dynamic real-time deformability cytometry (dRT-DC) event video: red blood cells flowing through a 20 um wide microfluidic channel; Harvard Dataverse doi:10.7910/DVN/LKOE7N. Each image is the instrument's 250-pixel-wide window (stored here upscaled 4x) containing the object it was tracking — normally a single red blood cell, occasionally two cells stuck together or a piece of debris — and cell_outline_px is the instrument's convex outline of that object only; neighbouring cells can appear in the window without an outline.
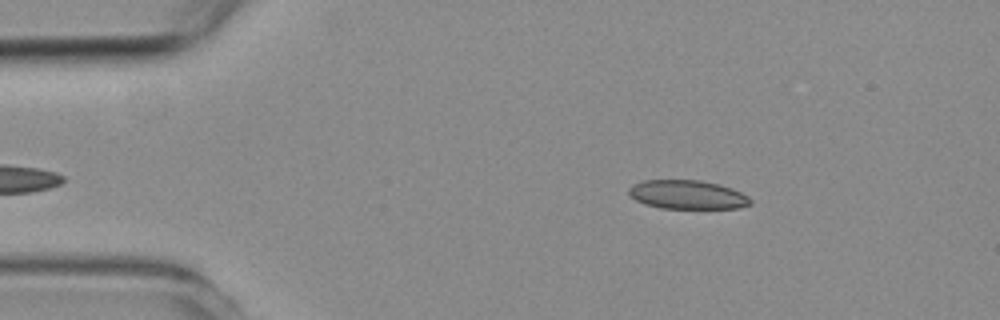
{"species": "common noctule bat (a hibernating species)", "species_latin": "Nyctalus noctula", "temperature_condition": "room temperature", "stored_images_in_passage": 4, "camera_frame_rate_fps": 3000, "um_per_image_px": 0.085, "animal": {"sex": "female", "body_mass_g": 19.3, "forearm_length_mm": 54.1}, "frame": {"image": 1, "passage_image": 1, "time_ms": 0.0, "image_size_px": [1000, 320], "cell_outline_px": [[752, 204], [736, 208], [660, 208], [644, 204], [636, 200], [628, 192], [628, 188], [644, 180], [700, 180], [720, 184], [732, 188], [748, 196], [752, 200]], "centroid_in_image_um": [58.45, 16.54], "position_along_channel_um": 26.5, "area_um2": 20.4}}
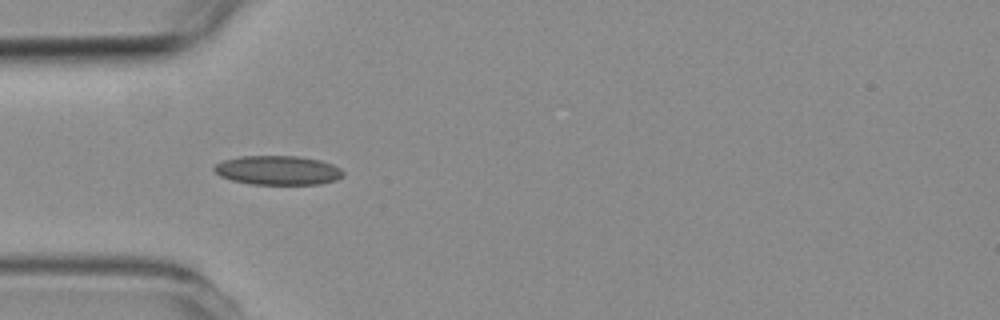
{"frame": {"image": 2, "passage_image": 3, "time_ms": 2.333, "image_size_px": [1000, 320], "cell_outline_px": [[344, 176], [336, 180], [320, 184], [252, 184], [232, 180], [220, 176], [212, 168], [216, 164], [224, 160], [240, 156], [300, 156], [320, 160], [332, 164], [340, 168], [344, 172]], "centroid_in_image_um": [23.64, 14.47], "position_along_channel_um": 61.4, "area_um2": 21.96}}
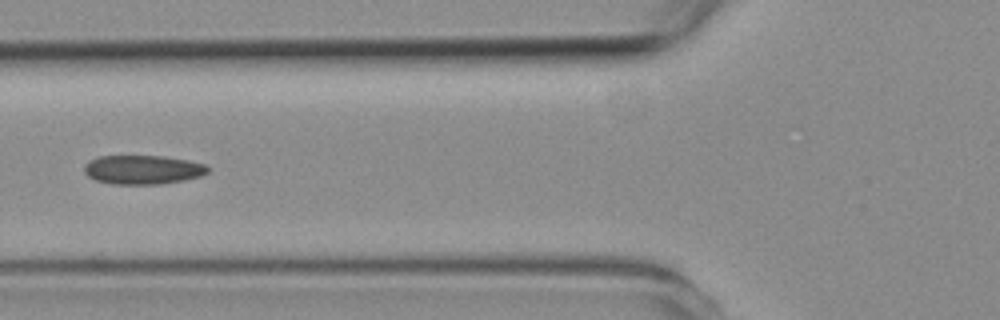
{"frame": {"image": 3, "passage_image": 4, "time_ms": 3.667, "image_size_px": [1000, 320], "cell_outline_px": [[208, 172], [200, 176], [184, 180], [160, 184], [112, 184], [96, 180], [88, 176], [84, 172], [84, 164], [88, 160], [100, 156], [164, 156], [204, 164], [208, 168]], "centroid_in_image_um": [12.09, 14.42], "position_along_channel_um": 113.7, "area_um2": 20.81}}